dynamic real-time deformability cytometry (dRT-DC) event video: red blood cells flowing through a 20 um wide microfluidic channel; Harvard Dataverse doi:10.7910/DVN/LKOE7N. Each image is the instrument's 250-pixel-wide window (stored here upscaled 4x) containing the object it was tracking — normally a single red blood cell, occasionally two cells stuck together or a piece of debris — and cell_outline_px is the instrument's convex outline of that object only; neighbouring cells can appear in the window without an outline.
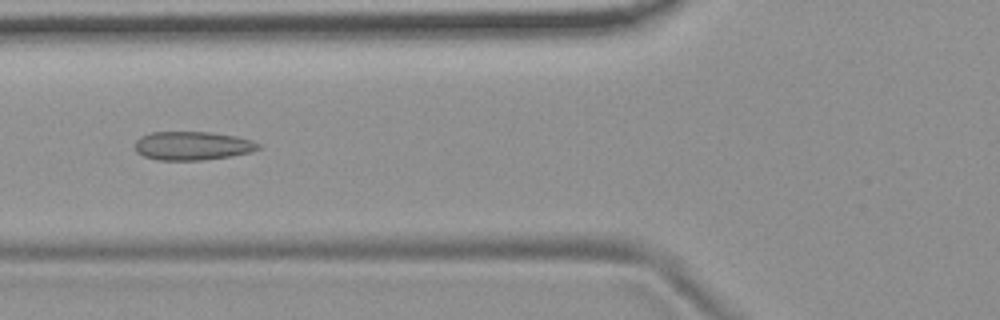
{"species": "common noctule bat (a hibernating species)", "species_latin": "Nyctalus noctula", "temperature_condition": "room temperature", "stored_images_in_passage": 5, "camera_frame_rate_fps": 3000, "um_per_image_px": 0.085, "animal": {"sex": "female", "body_mass_g": 19.9}, "frame": {"image": 1, "passage_image": 5, "time_ms": 4.667, "image_size_px": [1000, 320], "cell_outline_px": [[260, 148], [248, 152], [232, 156], [204, 160], [156, 160], [144, 156], [136, 152], [136, 140], [140, 136], [152, 132], [208, 132], [236, 136], [252, 140], [260, 144]], "centroid_in_image_um": [16.34, 12.39], "position_along_channel_um": 109.5, "area_um2": 20.58}}